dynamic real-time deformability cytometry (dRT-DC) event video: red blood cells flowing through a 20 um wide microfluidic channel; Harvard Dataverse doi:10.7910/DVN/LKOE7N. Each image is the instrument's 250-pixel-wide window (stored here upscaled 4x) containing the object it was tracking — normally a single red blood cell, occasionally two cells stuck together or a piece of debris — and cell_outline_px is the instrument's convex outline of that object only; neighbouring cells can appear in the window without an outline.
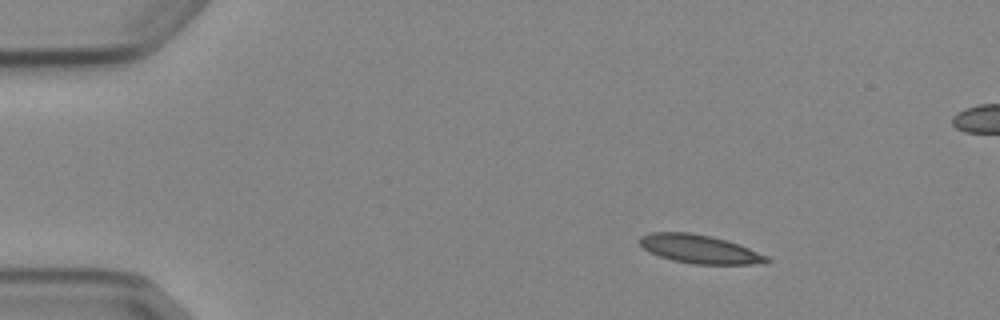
{"species": "Egyptian fruit bat (a non-hibernating species)", "species_latin": "Rousettus aegyptiacus", "temperature_condition": "cold", "stored_images_in_passage": 5, "camera_frame_rate_fps": 3000, "um_per_image_px": 0.085, "animal": {"sex": "female"}, "frame": {"image": 1, "passage_image": 2, "time_ms": 1.333, "image_size_px": [1000, 320], "cell_outline_px": [[772, 260], [768, 264], [696, 264], [672, 260], [660, 256], [644, 248], [640, 244], [640, 236], [648, 232], [692, 232], [712, 236], [748, 248], [768, 256]], "centroid_in_image_um": [59.49, 21.17], "position_along_channel_um": 25.5, "area_um2": 21.04}}